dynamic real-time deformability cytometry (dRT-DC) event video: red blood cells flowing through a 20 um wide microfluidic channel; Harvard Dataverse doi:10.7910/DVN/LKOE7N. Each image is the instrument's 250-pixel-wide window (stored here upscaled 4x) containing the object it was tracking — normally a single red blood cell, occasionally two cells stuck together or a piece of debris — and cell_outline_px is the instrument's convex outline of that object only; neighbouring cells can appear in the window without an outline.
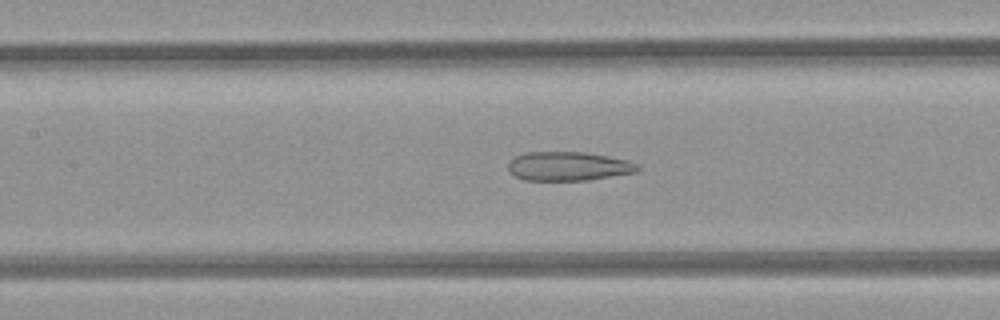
{"species": "common noctule bat (a hibernating species)", "species_latin": "Nyctalus noctula", "temperature_condition": "room temperature", "stored_images_in_passage": 48, "camera_frame_rate_fps": 3000, "um_per_image_px": 0.085, "animal": {"sex": "female", "body_mass_g": 21.9}, "frame": {"image": 1, "passage_image": 21, "time_ms": 6.667, "image_size_px": [1000, 320], "cell_outline_px": [[640, 168], [636, 172], [588, 180], [524, 180], [516, 176], [508, 168], [508, 160], [524, 152], [584, 152], [608, 156], [628, 160], [640, 164]], "centroid_in_image_um": [48.33, 14.12], "position_along_channel_um": 159.1, "area_um2": 21.91}}
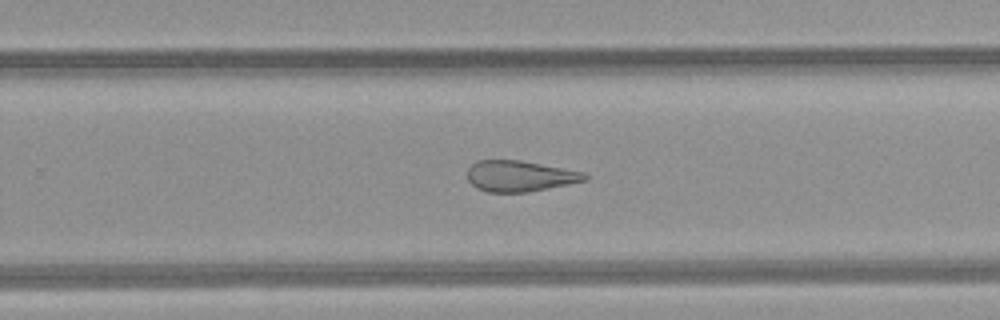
{"frame": {"image": 2, "passage_image": 30, "time_ms": 9.667, "image_size_px": [1000, 320], "cell_outline_px": [[588, 180], [528, 192], [488, 192], [476, 188], [468, 180], [468, 168], [476, 160], [520, 160], [584, 172], [588, 176]], "centroid_in_image_um": [44.17, 14.96], "position_along_channel_um": 285.6, "area_um2": 21.1}}
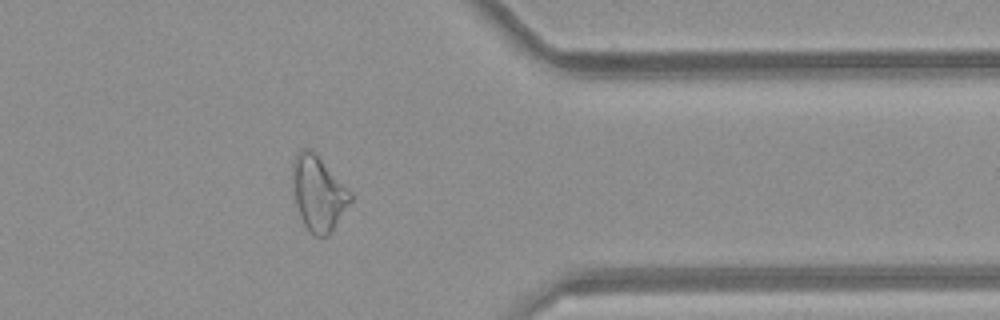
{"frame": {"image": 3, "passage_image": 38, "time_ms": 12.333, "image_size_px": [1000, 320], "cell_outline_px": [[352, 200], [332, 232], [328, 236], [316, 236], [304, 224], [300, 216], [292, 196], [292, 160], [296, 152], [300, 148], [308, 148], [320, 160], [352, 196]], "centroid_in_image_um": [26.99, 16.46], "position_along_channel_um": 384.4, "area_um2": 24.74}, "authors_computed_cell_mechanics": {"area_um2": 26.7903, "velocity_mm_per_s": 4.2432, "shape_relaxation_time_tau1_ms": null, "shape_relaxation_time_tau2_ms": 3.2687, "deformation_change_tau1": null, "deformation_change_tau2": 0.1458}}